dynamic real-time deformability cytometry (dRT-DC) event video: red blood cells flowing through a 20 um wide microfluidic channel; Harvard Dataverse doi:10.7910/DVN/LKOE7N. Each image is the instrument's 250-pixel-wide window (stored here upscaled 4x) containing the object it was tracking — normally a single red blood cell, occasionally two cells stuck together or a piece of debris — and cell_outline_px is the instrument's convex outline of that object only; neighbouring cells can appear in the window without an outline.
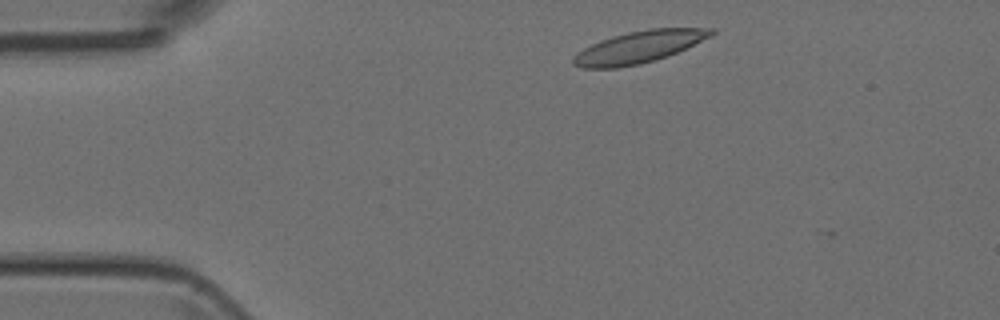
{"species": "Egyptian fruit bat (a non-hibernating species)", "species_latin": "Rousettus aegyptiacus", "temperature_condition": "room temperature", "stored_images_in_passage": 4, "camera_frame_rate_fps": 3000, "um_per_image_px": 0.085, "animal": {"sex": "female"}, "frame": {"image": 1, "passage_image": 3, "time_ms": 0.667, "image_size_px": [1000, 320], "cell_outline_px": [[716, 32], [668, 56], [656, 60], [640, 64], [616, 68], [580, 68], [572, 64], [572, 56], [576, 52], [600, 40], [612, 36], [628, 32], [648, 28], [716, 28]], "centroid_in_image_um": [54.22, 4.0], "position_along_channel_um": 30.8, "area_um2": 25.55}}